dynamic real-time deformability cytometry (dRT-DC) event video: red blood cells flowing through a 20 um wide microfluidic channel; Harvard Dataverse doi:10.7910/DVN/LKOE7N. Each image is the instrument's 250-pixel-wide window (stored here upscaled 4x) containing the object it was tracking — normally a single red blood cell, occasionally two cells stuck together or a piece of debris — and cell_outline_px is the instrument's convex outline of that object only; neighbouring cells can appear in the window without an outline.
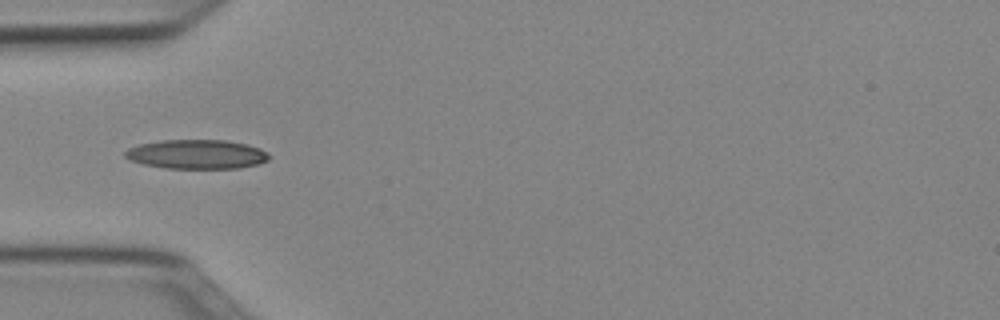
{"species": "Egyptian fruit bat (a non-hibernating species)", "species_latin": "Rousettus aegyptiacus", "temperature_condition": "cold", "stored_images_in_passage": 35, "camera_frame_rate_fps": 3000, "um_per_image_px": 0.085, "animal": {"sex": "female"}, "frame": {"image": 1, "passage_image": 1, "time_ms": 0.0, "image_size_px": [1000, 320], "cell_outline_px": [[268, 160], [256, 164], [240, 168], [164, 168], [144, 164], [132, 160], [124, 156], [124, 152], [128, 148], [140, 144], [160, 140], [224, 140], [248, 144], [260, 148], [268, 152]], "centroid_in_image_um": [16.72, 13.1], "position_along_channel_um": 68.3, "area_um2": 24.45}}
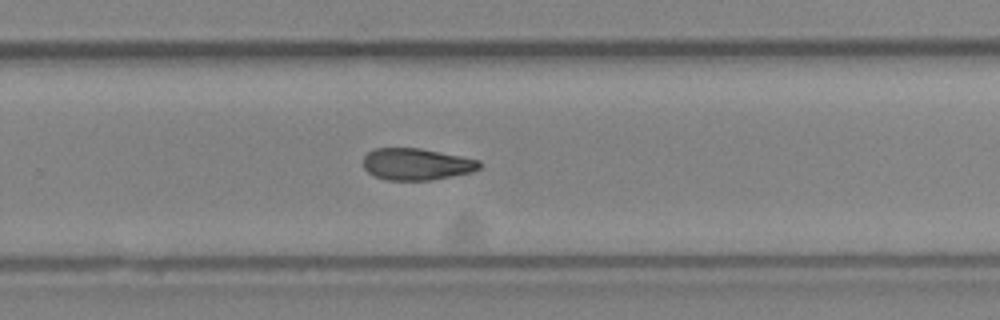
{"frame": {"image": 2, "passage_image": 18, "time_ms": 5.667, "image_size_px": [1000, 320], "cell_outline_px": [[480, 168], [472, 172], [432, 180], [388, 180], [376, 176], [368, 172], [364, 168], [364, 156], [368, 152], [376, 148], [420, 148], [480, 160]], "centroid_in_image_um": [35.41, 13.95], "position_along_channel_um": 294.4, "area_um2": 21.39}}
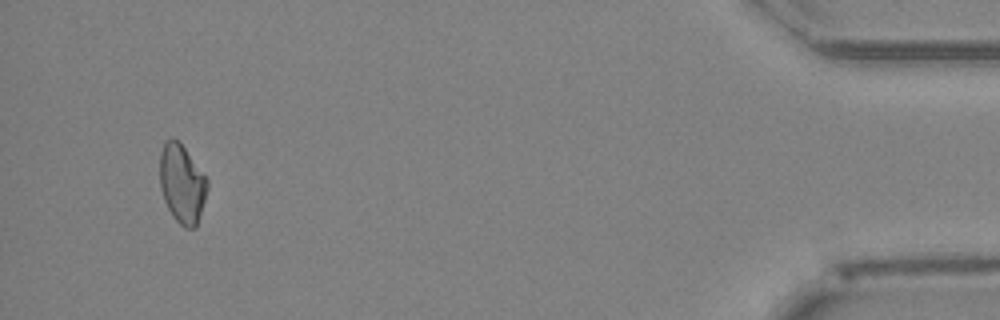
{"frame": {"image": 3, "passage_image": 33, "time_ms": 10.667, "image_size_px": [1000, 320], "cell_outline_px": [[208, 188], [196, 228], [184, 228], [172, 216], [164, 200], [160, 188], [160, 152], [164, 144], [168, 140], [176, 140], [184, 148], [208, 180]], "centroid_in_image_um": [15.47, 15.67], "position_along_channel_um": 419.7, "area_um2": 21.44}, "authors_computed_cell_mechanics": {"area_um2": 22.0796, "velocity_mm_per_s": 4.0061, "shape_relaxation_time_tau1_ms": 6.7599, "shape_relaxation_time_tau2_ms": null, "deformation_change_tau1": 0.1373, "deformation_change_tau2": null}}